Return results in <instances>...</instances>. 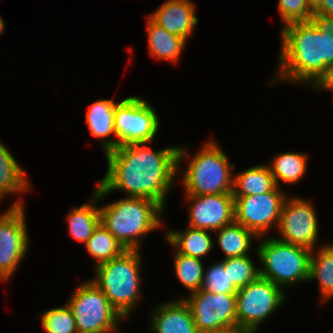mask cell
<instances>
[{"instance_id":"6da1fadb","label":"cell","mask_w":333,"mask_h":333,"mask_svg":"<svg viewBox=\"0 0 333 333\" xmlns=\"http://www.w3.org/2000/svg\"><path fill=\"white\" fill-rule=\"evenodd\" d=\"M145 144L130 143L105 154L108 170L95 190L100 199L119 189L128 193V197L154 200L164 208L179 162L187 151L182 147H167L153 152Z\"/></svg>"},{"instance_id":"7a4b0ae2","label":"cell","mask_w":333,"mask_h":333,"mask_svg":"<svg viewBox=\"0 0 333 333\" xmlns=\"http://www.w3.org/2000/svg\"><path fill=\"white\" fill-rule=\"evenodd\" d=\"M281 30V70L275 81L315 86L333 65V35L322 34L311 21L290 23Z\"/></svg>"},{"instance_id":"3957f363","label":"cell","mask_w":333,"mask_h":333,"mask_svg":"<svg viewBox=\"0 0 333 333\" xmlns=\"http://www.w3.org/2000/svg\"><path fill=\"white\" fill-rule=\"evenodd\" d=\"M164 209L154 200L127 197L100 208V223L126 250H139L143 235L160 227Z\"/></svg>"},{"instance_id":"277c9868","label":"cell","mask_w":333,"mask_h":333,"mask_svg":"<svg viewBox=\"0 0 333 333\" xmlns=\"http://www.w3.org/2000/svg\"><path fill=\"white\" fill-rule=\"evenodd\" d=\"M140 257L139 250H126L96 266L97 277L91 280L123 318L131 313L139 300Z\"/></svg>"},{"instance_id":"5b68a950","label":"cell","mask_w":333,"mask_h":333,"mask_svg":"<svg viewBox=\"0 0 333 333\" xmlns=\"http://www.w3.org/2000/svg\"><path fill=\"white\" fill-rule=\"evenodd\" d=\"M230 165L224 151L213 141L196 153L184 173L185 195H209L233 192Z\"/></svg>"},{"instance_id":"8992f818","label":"cell","mask_w":333,"mask_h":333,"mask_svg":"<svg viewBox=\"0 0 333 333\" xmlns=\"http://www.w3.org/2000/svg\"><path fill=\"white\" fill-rule=\"evenodd\" d=\"M257 254L262 263L259 273L281 288L295 282L309 281L311 250L269 238L261 242Z\"/></svg>"},{"instance_id":"52a82bcc","label":"cell","mask_w":333,"mask_h":333,"mask_svg":"<svg viewBox=\"0 0 333 333\" xmlns=\"http://www.w3.org/2000/svg\"><path fill=\"white\" fill-rule=\"evenodd\" d=\"M67 304L75 318L78 333H115V324L123 319L92 281L77 287Z\"/></svg>"},{"instance_id":"ba28073f","label":"cell","mask_w":333,"mask_h":333,"mask_svg":"<svg viewBox=\"0 0 333 333\" xmlns=\"http://www.w3.org/2000/svg\"><path fill=\"white\" fill-rule=\"evenodd\" d=\"M280 286L259 276L236 292V319L238 329L255 333L258 325L272 314L285 295Z\"/></svg>"},{"instance_id":"9c48e42d","label":"cell","mask_w":333,"mask_h":333,"mask_svg":"<svg viewBox=\"0 0 333 333\" xmlns=\"http://www.w3.org/2000/svg\"><path fill=\"white\" fill-rule=\"evenodd\" d=\"M191 294L190 298L183 299L190 307L199 333L238 329L236 294L214 293L203 288Z\"/></svg>"},{"instance_id":"30bf717a","label":"cell","mask_w":333,"mask_h":333,"mask_svg":"<svg viewBox=\"0 0 333 333\" xmlns=\"http://www.w3.org/2000/svg\"><path fill=\"white\" fill-rule=\"evenodd\" d=\"M159 128L156 111L139 97H127L115 107L117 148L130 143H151Z\"/></svg>"},{"instance_id":"8fae6325","label":"cell","mask_w":333,"mask_h":333,"mask_svg":"<svg viewBox=\"0 0 333 333\" xmlns=\"http://www.w3.org/2000/svg\"><path fill=\"white\" fill-rule=\"evenodd\" d=\"M278 186L270 192L250 196H234L235 222L262 237L276 224L278 227L285 195ZM275 223V224H274Z\"/></svg>"},{"instance_id":"7c38bea8","label":"cell","mask_w":333,"mask_h":333,"mask_svg":"<svg viewBox=\"0 0 333 333\" xmlns=\"http://www.w3.org/2000/svg\"><path fill=\"white\" fill-rule=\"evenodd\" d=\"M21 200L0 216V279L8 280L28 250V233Z\"/></svg>"},{"instance_id":"4fadbf2b","label":"cell","mask_w":333,"mask_h":333,"mask_svg":"<svg viewBox=\"0 0 333 333\" xmlns=\"http://www.w3.org/2000/svg\"><path fill=\"white\" fill-rule=\"evenodd\" d=\"M278 228L283 236L278 238L279 240L314 251L318 234V220L310 202L297 197L290 200L286 198L283 202Z\"/></svg>"},{"instance_id":"5bb4252c","label":"cell","mask_w":333,"mask_h":333,"mask_svg":"<svg viewBox=\"0 0 333 333\" xmlns=\"http://www.w3.org/2000/svg\"><path fill=\"white\" fill-rule=\"evenodd\" d=\"M192 200L189 226L202 230H219L235 221L233 193L187 195Z\"/></svg>"},{"instance_id":"9a60e30c","label":"cell","mask_w":333,"mask_h":333,"mask_svg":"<svg viewBox=\"0 0 333 333\" xmlns=\"http://www.w3.org/2000/svg\"><path fill=\"white\" fill-rule=\"evenodd\" d=\"M149 17L168 32L185 40L198 22L195 5L190 0H168Z\"/></svg>"},{"instance_id":"2e32d148","label":"cell","mask_w":333,"mask_h":333,"mask_svg":"<svg viewBox=\"0 0 333 333\" xmlns=\"http://www.w3.org/2000/svg\"><path fill=\"white\" fill-rule=\"evenodd\" d=\"M154 312L151 322L154 333H199L184 299L158 306Z\"/></svg>"},{"instance_id":"e0dca14e","label":"cell","mask_w":333,"mask_h":333,"mask_svg":"<svg viewBox=\"0 0 333 333\" xmlns=\"http://www.w3.org/2000/svg\"><path fill=\"white\" fill-rule=\"evenodd\" d=\"M115 107L116 103L112 99H101L94 102L86 113V122L90 133L103 139L102 145L105 153L117 148V141L109 139L112 134L116 136Z\"/></svg>"},{"instance_id":"ac0fdd59","label":"cell","mask_w":333,"mask_h":333,"mask_svg":"<svg viewBox=\"0 0 333 333\" xmlns=\"http://www.w3.org/2000/svg\"><path fill=\"white\" fill-rule=\"evenodd\" d=\"M148 45L150 54L156 59L177 62L184 48L186 40L168 32L147 17Z\"/></svg>"},{"instance_id":"d6986e66","label":"cell","mask_w":333,"mask_h":333,"mask_svg":"<svg viewBox=\"0 0 333 333\" xmlns=\"http://www.w3.org/2000/svg\"><path fill=\"white\" fill-rule=\"evenodd\" d=\"M277 187L269 166H253L233 179V196H250L273 191Z\"/></svg>"},{"instance_id":"ffe728a7","label":"cell","mask_w":333,"mask_h":333,"mask_svg":"<svg viewBox=\"0 0 333 333\" xmlns=\"http://www.w3.org/2000/svg\"><path fill=\"white\" fill-rule=\"evenodd\" d=\"M166 239L176 249L178 248L176 252L199 259L213 247L212 238L207 230L190 226L184 232L166 233Z\"/></svg>"},{"instance_id":"44dd1931","label":"cell","mask_w":333,"mask_h":333,"mask_svg":"<svg viewBox=\"0 0 333 333\" xmlns=\"http://www.w3.org/2000/svg\"><path fill=\"white\" fill-rule=\"evenodd\" d=\"M97 192H94L92 203L83 204L80 207H76L71 210L68 216L69 233L77 241L86 244L91 237L94 229L100 223V208H96L94 205L99 202Z\"/></svg>"},{"instance_id":"7402d4cb","label":"cell","mask_w":333,"mask_h":333,"mask_svg":"<svg viewBox=\"0 0 333 333\" xmlns=\"http://www.w3.org/2000/svg\"><path fill=\"white\" fill-rule=\"evenodd\" d=\"M217 235L219 246L225 253V259L248 255L247 251L251 247L252 238L257 237L252 231L235 221L219 229Z\"/></svg>"},{"instance_id":"603a6c76","label":"cell","mask_w":333,"mask_h":333,"mask_svg":"<svg viewBox=\"0 0 333 333\" xmlns=\"http://www.w3.org/2000/svg\"><path fill=\"white\" fill-rule=\"evenodd\" d=\"M25 173L8 149L0 142V198L8 193L29 190L30 185Z\"/></svg>"},{"instance_id":"cb8c5ba5","label":"cell","mask_w":333,"mask_h":333,"mask_svg":"<svg viewBox=\"0 0 333 333\" xmlns=\"http://www.w3.org/2000/svg\"><path fill=\"white\" fill-rule=\"evenodd\" d=\"M85 247L89 254L96 259V266L108 262L126 251L101 223L94 229Z\"/></svg>"},{"instance_id":"d4e9b609","label":"cell","mask_w":333,"mask_h":333,"mask_svg":"<svg viewBox=\"0 0 333 333\" xmlns=\"http://www.w3.org/2000/svg\"><path fill=\"white\" fill-rule=\"evenodd\" d=\"M318 279L322 301L333 296V245L323 246L316 258L310 256L309 281Z\"/></svg>"},{"instance_id":"484cf974","label":"cell","mask_w":333,"mask_h":333,"mask_svg":"<svg viewBox=\"0 0 333 333\" xmlns=\"http://www.w3.org/2000/svg\"><path fill=\"white\" fill-rule=\"evenodd\" d=\"M307 166V156L300 153L286 152L275 156L273 163L269 166L276 181L295 184L304 176Z\"/></svg>"},{"instance_id":"4316f807","label":"cell","mask_w":333,"mask_h":333,"mask_svg":"<svg viewBox=\"0 0 333 333\" xmlns=\"http://www.w3.org/2000/svg\"><path fill=\"white\" fill-rule=\"evenodd\" d=\"M174 268L178 280L191 293L203 287L204 267L201 259L175 252Z\"/></svg>"},{"instance_id":"83f0119b","label":"cell","mask_w":333,"mask_h":333,"mask_svg":"<svg viewBox=\"0 0 333 333\" xmlns=\"http://www.w3.org/2000/svg\"><path fill=\"white\" fill-rule=\"evenodd\" d=\"M225 271H228L229 280L240 289L259 276V268L255 267L248 255L242 257L227 258L223 261Z\"/></svg>"},{"instance_id":"f1b7e54d","label":"cell","mask_w":333,"mask_h":333,"mask_svg":"<svg viewBox=\"0 0 333 333\" xmlns=\"http://www.w3.org/2000/svg\"><path fill=\"white\" fill-rule=\"evenodd\" d=\"M40 318L47 333H78L75 318L68 304L45 311Z\"/></svg>"},{"instance_id":"f546056e","label":"cell","mask_w":333,"mask_h":333,"mask_svg":"<svg viewBox=\"0 0 333 333\" xmlns=\"http://www.w3.org/2000/svg\"><path fill=\"white\" fill-rule=\"evenodd\" d=\"M211 267V268H210ZM204 274L203 289L214 293L236 294L238 289L229 280L222 261L213 264Z\"/></svg>"},{"instance_id":"4dcf8cb0","label":"cell","mask_w":333,"mask_h":333,"mask_svg":"<svg viewBox=\"0 0 333 333\" xmlns=\"http://www.w3.org/2000/svg\"><path fill=\"white\" fill-rule=\"evenodd\" d=\"M278 9L284 22L283 26L310 21L314 13L306 0H279Z\"/></svg>"},{"instance_id":"1f68e13d","label":"cell","mask_w":333,"mask_h":333,"mask_svg":"<svg viewBox=\"0 0 333 333\" xmlns=\"http://www.w3.org/2000/svg\"><path fill=\"white\" fill-rule=\"evenodd\" d=\"M310 21L324 35L331 33L333 35V17L322 14H313Z\"/></svg>"},{"instance_id":"d6a6232c","label":"cell","mask_w":333,"mask_h":333,"mask_svg":"<svg viewBox=\"0 0 333 333\" xmlns=\"http://www.w3.org/2000/svg\"><path fill=\"white\" fill-rule=\"evenodd\" d=\"M315 87L333 91V65L329 66L326 74L319 80Z\"/></svg>"},{"instance_id":"836d02e7","label":"cell","mask_w":333,"mask_h":333,"mask_svg":"<svg viewBox=\"0 0 333 333\" xmlns=\"http://www.w3.org/2000/svg\"><path fill=\"white\" fill-rule=\"evenodd\" d=\"M313 14H322L333 17V0H321L320 4L313 10Z\"/></svg>"},{"instance_id":"e575fe53","label":"cell","mask_w":333,"mask_h":333,"mask_svg":"<svg viewBox=\"0 0 333 333\" xmlns=\"http://www.w3.org/2000/svg\"><path fill=\"white\" fill-rule=\"evenodd\" d=\"M307 4L314 10L321 2V0H306Z\"/></svg>"},{"instance_id":"d590c367","label":"cell","mask_w":333,"mask_h":333,"mask_svg":"<svg viewBox=\"0 0 333 333\" xmlns=\"http://www.w3.org/2000/svg\"><path fill=\"white\" fill-rule=\"evenodd\" d=\"M222 333H250V332L241 329H233Z\"/></svg>"},{"instance_id":"8d00e7d4","label":"cell","mask_w":333,"mask_h":333,"mask_svg":"<svg viewBox=\"0 0 333 333\" xmlns=\"http://www.w3.org/2000/svg\"><path fill=\"white\" fill-rule=\"evenodd\" d=\"M5 23L3 18L0 17V35L3 33V31L5 30Z\"/></svg>"}]
</instances>
